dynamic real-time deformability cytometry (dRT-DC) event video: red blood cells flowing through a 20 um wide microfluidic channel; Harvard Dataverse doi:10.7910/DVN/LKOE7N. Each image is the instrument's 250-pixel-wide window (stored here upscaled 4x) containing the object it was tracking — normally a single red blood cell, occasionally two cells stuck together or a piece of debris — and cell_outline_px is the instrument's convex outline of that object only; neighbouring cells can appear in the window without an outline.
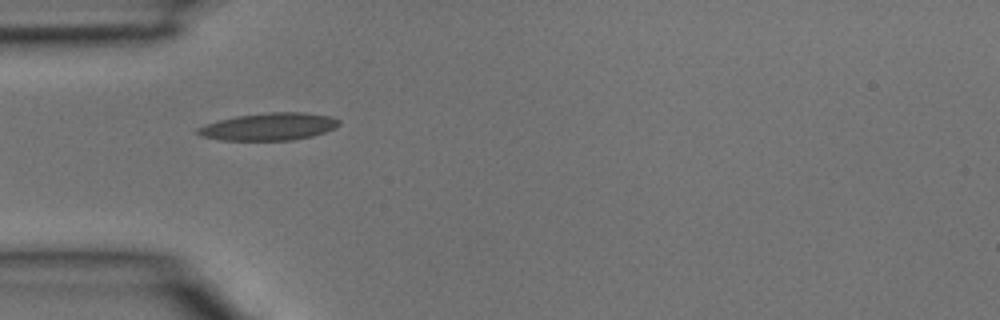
{"species": "common noctule bat (a hibernating species)", "species_latin": "Nyctalus noctula", "temperature_condition": "room temperature", "stored_images_in_passage": 3, "camera_frame_rate_fps": 3000, "um_per_image_px": 0.085, "animal": {"sex": "male", "body_mass_g": 15.6}, "frame": {"image": 1, "passage_image": 1, "time_ms": 0.0, "image_size_px": [1000, 320], "cell_outline_px": [[340, 124], [336, 128], [312, 136], [292, 140], [220, 140], [200, 136], [196, 132], [196, 128], [204, 124], [236, 116], [272, 112], [304, 112], [332, 116], [340, 120]], "centroid_in_image_um": [22.87, 10.76], "position_along_channel_um": 62.1, "area_um2": 22.66}}